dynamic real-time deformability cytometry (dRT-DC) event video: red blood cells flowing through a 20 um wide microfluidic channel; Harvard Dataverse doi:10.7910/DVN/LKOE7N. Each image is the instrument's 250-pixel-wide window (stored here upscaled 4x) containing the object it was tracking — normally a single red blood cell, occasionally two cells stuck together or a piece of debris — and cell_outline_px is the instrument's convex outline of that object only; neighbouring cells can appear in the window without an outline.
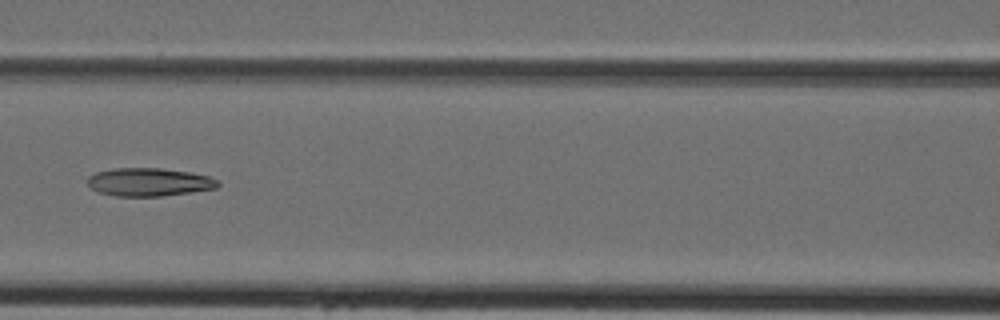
{"species": "Egyptian fruit bat (a non-hibernating species)", "species_latin": "Rousettus aegyptiacus", "temperature_condition": "cold", "stored_images_in_passage": 5, "camera_frame_rate_fps": 3000, "um_per_image_px": 0.085, "animal": {"sex": "female"}, "frame": {"image": 1, "passage_image": 5, "time_ms": 1.333, "image_size_px": [1000, 320], "cell_outline_px": [[220, 184], [216, 188], [160, 196], [116, 196], [100, 192], [92, 188], [84, 180], [88, 176], [96, 172], [112, 168], [160, 168], [192, 172], [208, 176], [216, 180]], "centroid_in_image_um": [12.62, 15.46], "position_along_channel_um": 154.0, "area_um2": 21.33}}